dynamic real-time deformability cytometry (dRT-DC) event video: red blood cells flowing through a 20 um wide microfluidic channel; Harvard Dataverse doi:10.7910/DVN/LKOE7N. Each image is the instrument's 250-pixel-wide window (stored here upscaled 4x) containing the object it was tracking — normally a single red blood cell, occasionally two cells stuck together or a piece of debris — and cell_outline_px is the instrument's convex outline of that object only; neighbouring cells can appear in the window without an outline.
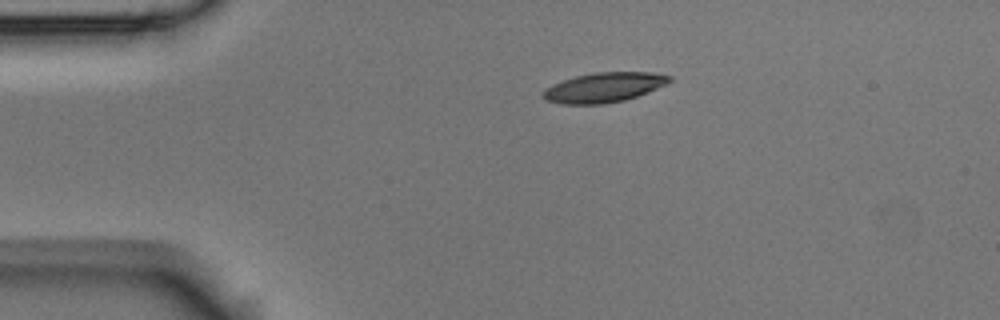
{"species": "Egyptian fruit bat (a non-hibernating species)", "species_latin": "Rousettus aegyptiacus", "temperature_condition": "room temperature", "stored_images_in_passage": 4, "camera_frame_rate_fps": 3000, "um_per_image_px": 0.085, "animal": {"sex": "male"}, "frame": {"image": 1, "passage_image": 1, "time_ms": 0.0, "image_size_px": [1000, 320], "cell_outline_px": [[672, 80], [668, 84], [636, 96], [624, 100], [604, 104], [564, 104], [544, 100], [540, 96], [544, 88], [552, 84], [576, 76], [596, 72], [652, 72], [672, 76]], "centroid_in_image_um": [51.31, 7.43], "position_along_channel_um": 33.7, "area_um2": 22.02}}
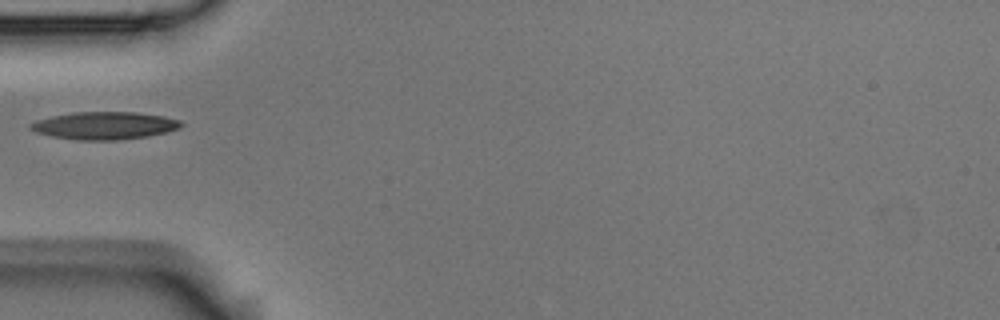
{"frame": {"image": 2, "passage_image": 3, "time_ms": 0.667, "image_size_px": [1000, 320], "cell_outline_px": [[184, 124], [180, 128], [148, 136], [116, 140], [76, 140], [52, 136], [36, 132], [28, 128], [28, 124], [36, 120], [52, 116], [72, 112], [136, 112], [164, 116], [180, 120]], "centroid_in_image_um": [8.86, 10.67], "position_along_channel_um": 76.1, "area_um2": 24.28}}
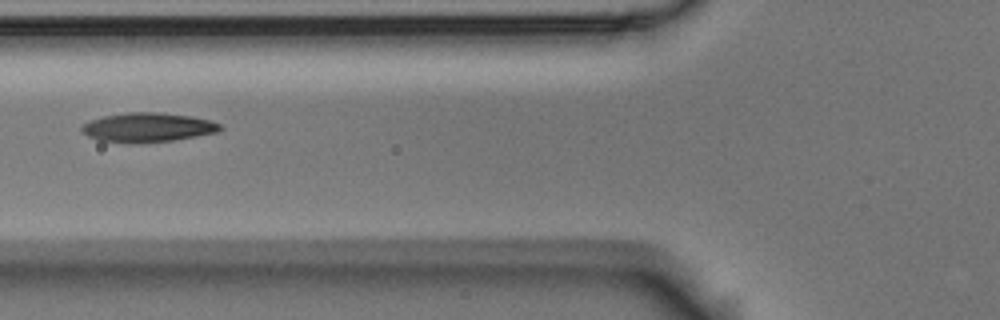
{"frame": {"image": 3, "passage_image": 4, "time_ms": 1.0, "image_size_px": [1000, 320], "cell_outline_px": [[224, 128], [216, 132], [196, 136], [172, 140], [136, 144], [128, 144], [100, 140], [88, 136], [80, 128], [84, 124], [92, 120], [104, 116], [124, 112], [160, 112], [192, 116], [212, 120], [220, 124]], "centroid_in_image_um": [12.58, 10.83], "position_along_channel_um": 113.2, "area_um2": 23.76}}